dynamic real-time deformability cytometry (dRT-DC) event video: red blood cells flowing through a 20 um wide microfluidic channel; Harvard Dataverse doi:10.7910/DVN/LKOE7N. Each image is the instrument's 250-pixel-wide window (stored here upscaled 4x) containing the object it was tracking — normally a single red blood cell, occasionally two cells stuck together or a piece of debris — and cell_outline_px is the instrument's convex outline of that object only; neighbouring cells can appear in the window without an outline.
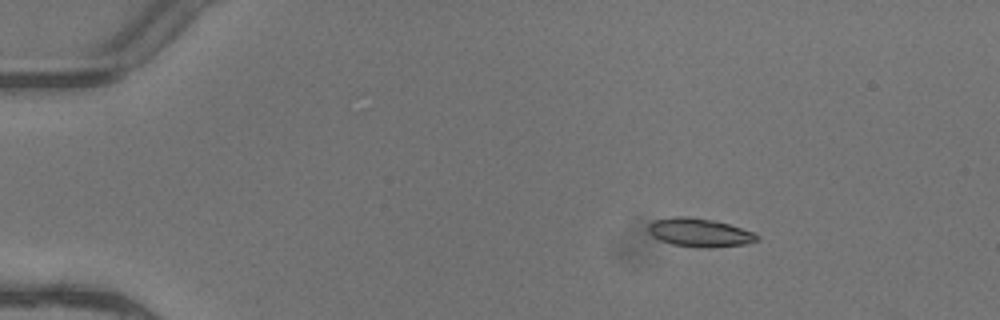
{"species": "common noctule bat (a hibernating species)", "species_latin": "Nyctalus noctula", "temperature_condition": "warm", "stored_images_in_passage": 6, "segment_of_instrument_passage": [1, 2], "camera_frame_rate_fps": 3000, "um_per_image_px": 0.085, "animal": {"sex": "female"}, "frame": {"image": 1, "passage_image": 3, "time_ms": 0.667, "image_size_px": [1000, 320], "cell_outline_px": [[756, 240], [744, 244], [708, 248], [704, 248], [672, 244], [660, 240], [652, 236], [648, 232], [648, 224], [652, 220], [676, 216], [688, 216], [712, 220], [728, 224], [752, 232], [756, 236]], "centroid_in_image_um": [59.36, 19.76], "position_along_channel_um": 25.6, "area_um2": 17.8}}